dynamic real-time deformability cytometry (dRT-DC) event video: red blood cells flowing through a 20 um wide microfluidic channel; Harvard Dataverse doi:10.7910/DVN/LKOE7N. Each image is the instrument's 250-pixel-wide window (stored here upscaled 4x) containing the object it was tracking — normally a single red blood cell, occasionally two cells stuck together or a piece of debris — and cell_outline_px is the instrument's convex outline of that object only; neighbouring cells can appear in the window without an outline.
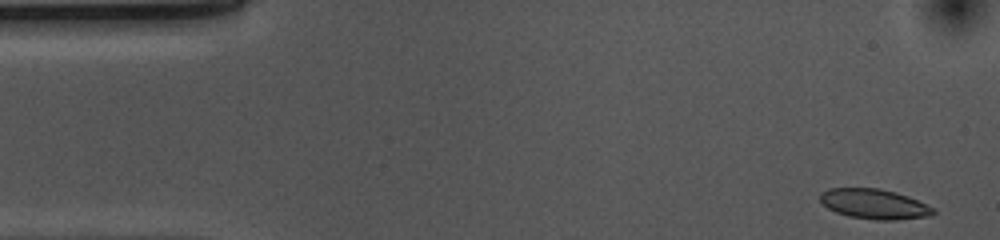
{"species": "common noctule bat (a hibernating species)", "species_latin": "Nyctalus noctula", "temperature_condition": "cold", "stored_images_in_passage": 42, "camera_frame_rate_fps": 3000, "um_per_image_px": 0.085, "animal": {"sex": "female", "body_mass_g": 10.0, "forearm_length_mm": 53.1}, "frame": {"image": 1, "passage_image": 1, "time_ms": 0.0, "image_size_px": [1000, 240], "cell_outline_px": [[936, 212], [928, 216], [896, 220], [876, 220], [848, 216], [836, 212], [828, 208], [820, 200], [820, 192], [828, 188], [880, 188], [896, 192], [908, 196], [936, 208]], "centroid_in_image_um": [74.32, 17.33], "position_along_channel_um": 10.7, "area_um2": 19.88}}
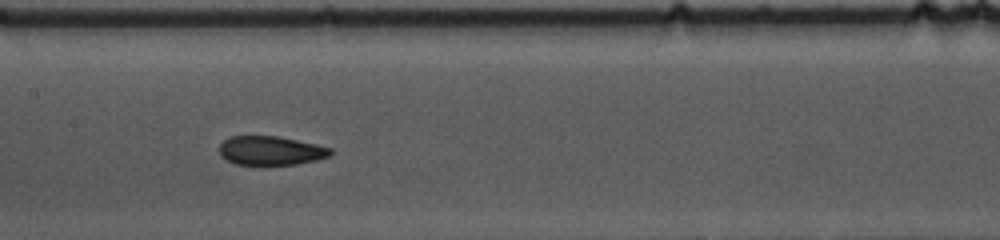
{"frame": {"image": 2, "passage_image": 23, "time_ms": 7.333, "image_size_px": [1000, 240], "cell_outline_px": [[332, 156], [316, 160], [296, 164], [260, 168], [236, 164], [224, 160], [220, 156], [220, 144], [224, 140], [232, 136], [280, 136], [316, 144], [332, 148]], "centroid_in_image_um": [23.0, 12.85], "position_along_channel_um": 184.4, "area_um2": 19.71}}
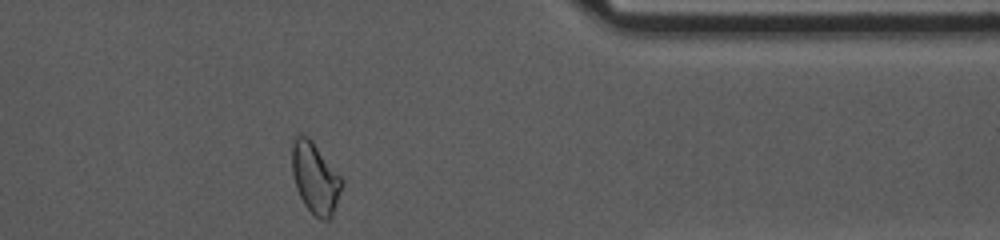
{"frame": {"image": 3, "passage_image": 41, "time_ms": 13.333, "image_size_px": [1000, 240], "cell_outline_px": [[344, 184], [332, 216], [328, 220], [320, 220], [304, 204], [296, 188], [292, 172], [292, 144], [296, 136], [308, 136], [312, 140], [344, 180]], "centroid_in_image_um": [26.81, 15.15], "position_along_channel_um": 384.6, "area_um2": 20.58}, "authors_computed_cell_mechanics": {"area_um2": 20.0277, "velocity_mm_per_s": 3.6858, "shape_relaxation_time_tau1_ms": 10.492, "shape_relaxation_time_tau2_ms": 1.394, "deformation_change_tau1": 0.166, "deformation_change_tau2": 0.0426}}